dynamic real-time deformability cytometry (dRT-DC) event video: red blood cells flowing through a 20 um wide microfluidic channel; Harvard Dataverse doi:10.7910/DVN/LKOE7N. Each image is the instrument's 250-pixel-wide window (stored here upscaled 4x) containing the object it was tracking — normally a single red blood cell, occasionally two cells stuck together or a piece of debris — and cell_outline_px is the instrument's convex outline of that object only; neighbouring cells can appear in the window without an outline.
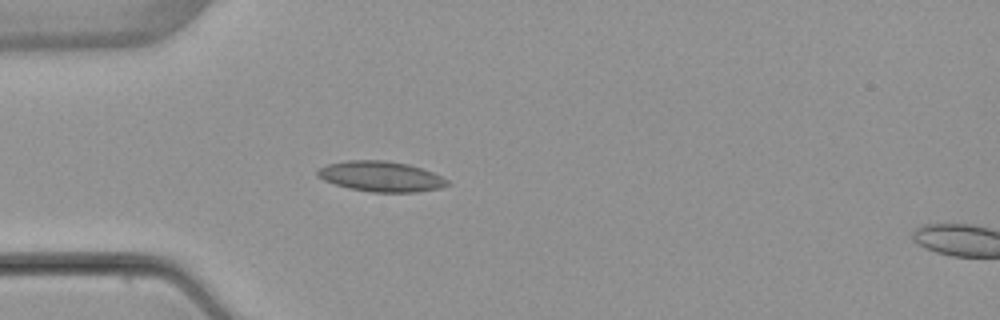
{"species": "common noctule bat (a hibernating species)", "species_latin": "Nyctalus noctula", "temperature_condition": "warm", "stored_images_in_passage": 4, "camera_frame_rate_fps": 3000, "um_per_image_px": 0.085, "animal": {"sex": "female", "body_mass_g": 22.7, "forearm_length_mm": 54.2}, "frame": {"image": 1, "passage_image": 3, "time_ms": 3.333, "image_size_px": [1000, 320], "cell_outline_px": [[452, 184], [440, 188], [420, 192], [372, 192], [348, 188], [324, 180], [316, 176], [316, 172], [320, 168], [328, 164], [348, 160], [384, 160], [408, 164], [432, 172], [448, 180]], "centroid_in_image_um": [32.39, 15.0], "position_along_channel_um": 52.6, "area_um2": 22.95}}